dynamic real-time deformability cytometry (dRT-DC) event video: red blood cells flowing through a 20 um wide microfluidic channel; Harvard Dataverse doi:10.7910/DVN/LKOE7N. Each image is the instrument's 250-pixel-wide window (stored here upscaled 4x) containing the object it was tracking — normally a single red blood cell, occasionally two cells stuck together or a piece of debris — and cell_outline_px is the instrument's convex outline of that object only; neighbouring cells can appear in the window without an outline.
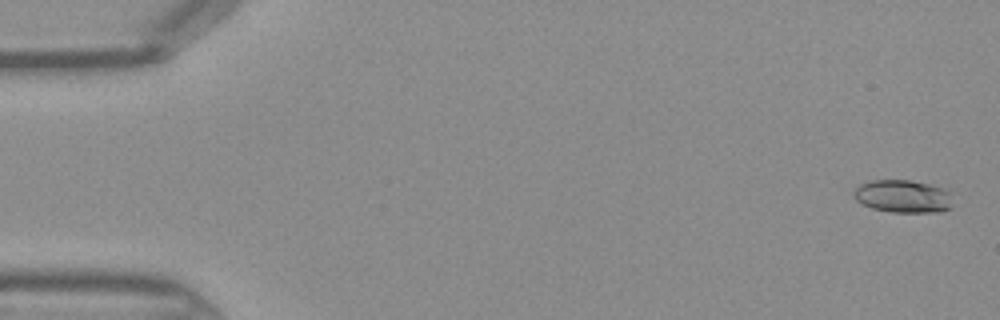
{"species": "Egyptian fruit bat (a non-hibernating species)", "species_latin": "Rousettus aegyptiacus", "temperature_condition": "warm", "stored_images_in_passage": 45, "camera_frame_rate_fps": 3000, "um_per_image_px": 0.085, "frame": {"image": 1, "passage_image": 2, "time_ms": 0.333, "image_size_px": [1000, 320], "cell_outline_px": [[952, 208], [940, 212], [892, 212], [872, 208], [856, 200], [852, 196], [852, 192], [860, 184], [868, 180], [912, 180], [932, 184], [944, 188], [948, 192]], "centroid_in_image_um": [76.73, 16.67], "position_along_channel_um": 8.3, "area_um2": 19.07}}
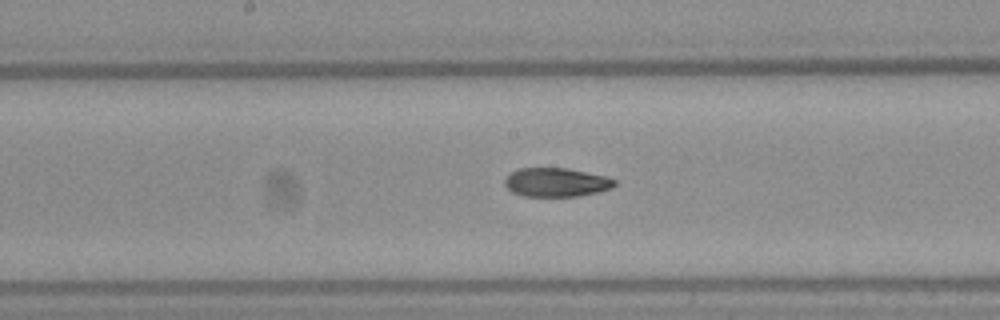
{"frame": {"image": 2, "passage_image": 24, "time_ms": 7.667, "image_size_px": [1000, 320], "cell_outline_px": [[616, 184], [612, 188], [600, 192], [580, 196], [520, 196], [512, 192], [504, 184], [504, 180], [512, 172], [520, 168], [568, 168], [608, 176], [616, 180]], "centroid_in_image_um": [47.32, 15.5], "position_along_channel_um": 200.9, "area_um2": 18.67}}
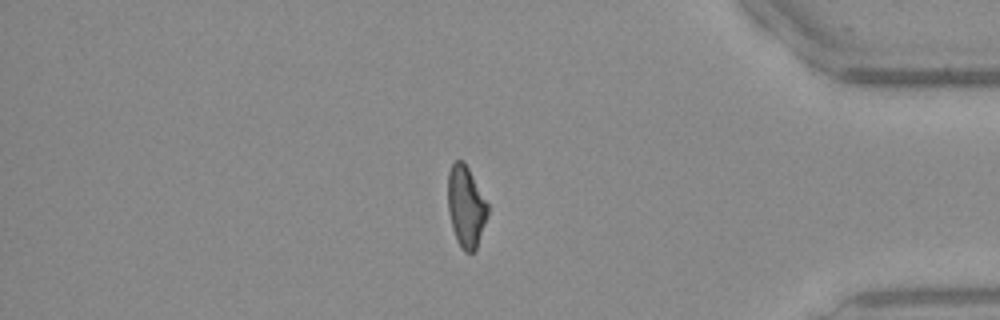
{"frame": {"image": 3, "passage_image": 39, "time_ms": 12.667, "image_size_px": [1000, 320], "cell_outline_px": [[488, 212], [476, 248], [472, 252], [464, 252], [460, 248], [456, 240], [452, 228], [448, 212], [448, 172], [452, 164], [456, 160], [464, 160], [488, 204]], "centroid_in_image_um": [39.58, 17.55], "position_along_channel_um": 395.6, "area_um2": 18.79}}